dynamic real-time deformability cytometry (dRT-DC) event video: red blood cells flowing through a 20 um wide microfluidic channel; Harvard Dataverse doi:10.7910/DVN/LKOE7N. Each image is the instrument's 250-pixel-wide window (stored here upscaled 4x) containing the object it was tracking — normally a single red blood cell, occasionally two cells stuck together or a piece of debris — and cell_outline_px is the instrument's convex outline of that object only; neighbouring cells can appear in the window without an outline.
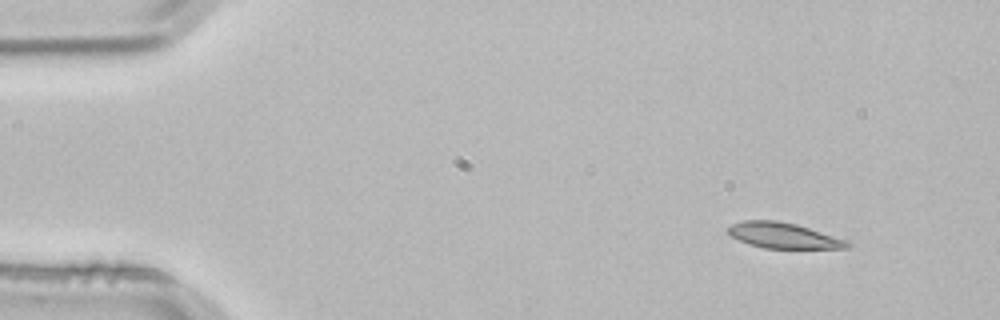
{"species": "common noctule bat (a hibernating species)", "species_latin": "Nyctalus noctula", "temperature_condition": "room temperature", "stored_images_in_passage": 3, "camera_frame_rate_fps": 3000, "um_per_image_px": 0.085, "animal": {"sex": "male", "body_mass_g": 21.5, "forearm_length_mm": 52.0}, "frame": {"image": 1, "passage_image": 1, "time_ms": 0.0, "image_size_px": [1000, 320], "cell_outline_px": [[852, 244], [848, 248], [764, 248], [748, 244], [732, 236], [728, 232], [728, 228], [732, 224], [744, 220], [776, 220], [796, 224], [848, 240]], "centroid_in_image_um": [66.61, 20.02], "position_along_channel_um": 18.4, "area_um2": 17.69}}
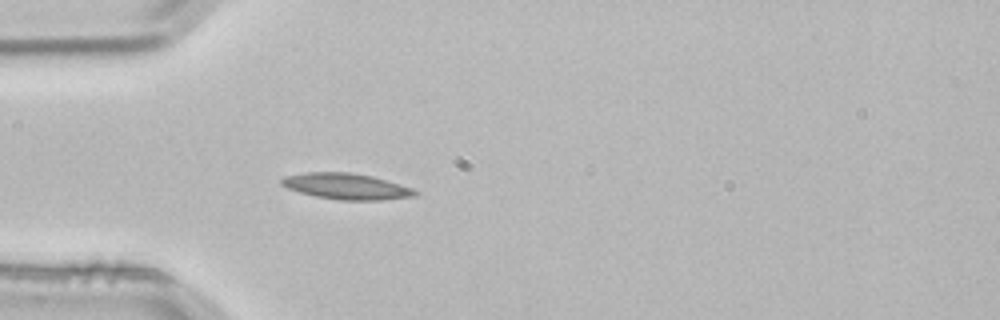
{"frame": {"image": 2, "passage_image": 3, "time_ms": 0.667, "image_size_px": [1000, 320], "cell_outline_px": [[420, 192], [416, 196], [380, 200], [340, 200], [316, 196], [300, 192], [288, 188], [280, 184], [280, 180], [284, 176], [308, 172], [348, 172], [372, 176], [400, 184], [412, 188]], "centroid_in_image_um": [29.45, 15.84], "position_along_channel_um": 55.5, "area_um2": 20.17}}